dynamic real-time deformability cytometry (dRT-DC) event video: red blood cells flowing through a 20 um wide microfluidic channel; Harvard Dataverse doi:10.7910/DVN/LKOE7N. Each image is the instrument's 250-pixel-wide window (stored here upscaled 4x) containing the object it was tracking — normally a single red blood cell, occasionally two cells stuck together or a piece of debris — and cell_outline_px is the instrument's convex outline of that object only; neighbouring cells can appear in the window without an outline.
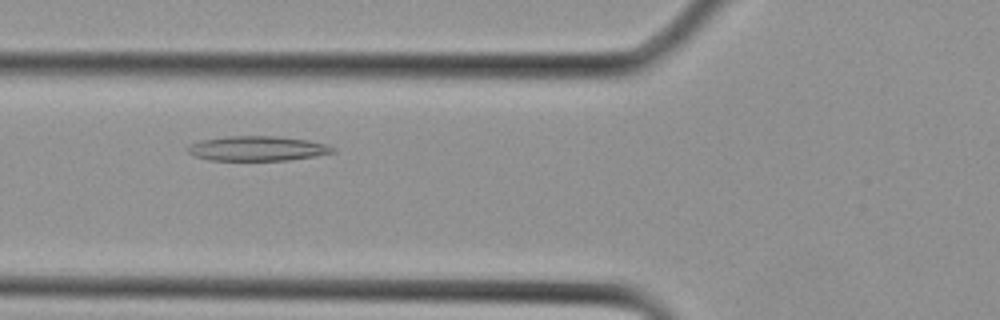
{"species": "Egyptian fruit bat (a non-hibernating species)", "species_latin": "Rousettus aegyptiacus", "temperature_condition": "cold", "stored_images_in_passage": 17, "camera_frame_rate_fps": 3000, "um_per_image_px": 0.085, "animal": {"sex": "female"}, "frame": {"image": 1, "passage_image": 8, "time_ms": 2.333, "image_size_px": [1000, 320], "cell_outline_px": [[336, 152], [316, 156], [288, 160], [208, 160], [196, 156], [188, 152], [188, 144], [204, 140], [228, 136], [276, 136], [308, 140], [324, 144], [336, 148]], "centroid_in_image_um": [21.91, 12.62], "position_along_channel_um": 103.9, "area_um2": 20.81}}
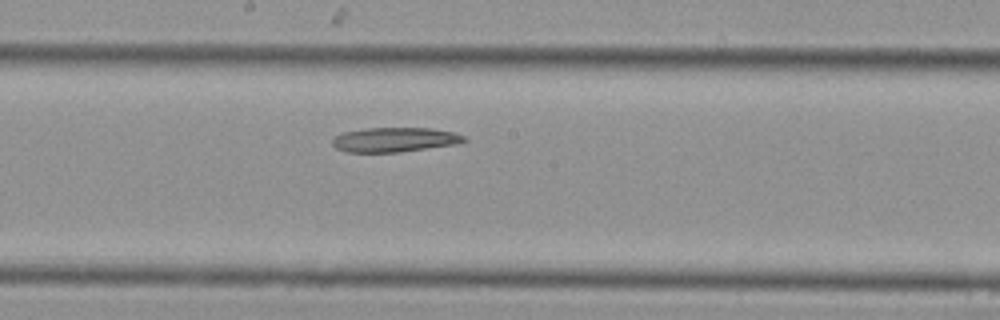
{"frame": {"image": 2, "passage_image": 13, "time_ms": 4.0, "image_size_px": [1000, 320], "cell_outline_px": [[468, 140], [464, 144], [400, 152], [344, 152], [336, 148], [332, 144], [332, 140], [336, 136], [344, 132], [368, 128], [432, 128], [452, 132], [464, 136]], "centroid_in_image_um": [33.62, 11.88], "position_along_channel_um": 214.6, "area_um2": 19.07}}
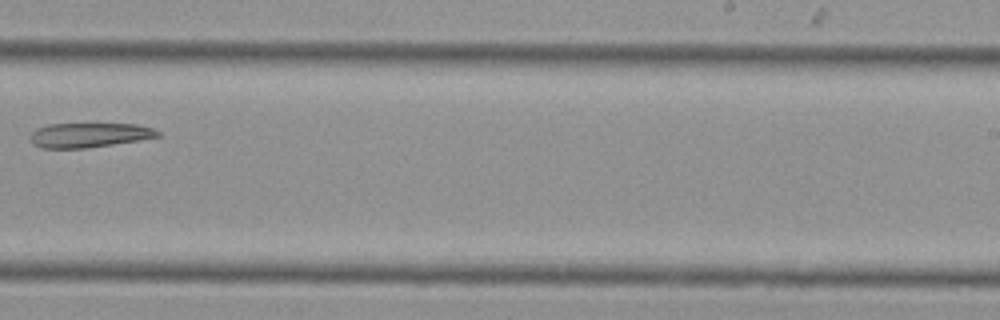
{"frame": {"image": 3, "passage_image": 16, "time_ms": 5.0, "image_size_px": [1000, 320], "cell_outline_px": [[160, 136], [140, 140], [88, 148], [44, 148], [32, 144], [32, 132], [36, 128], [48, 124], [136, 124], [152, 128], [160, 132]], "centroid_in_image_um": [7.59, 11.48], "position_along_channel_um": 281.4, "area_um2": 18.15}}